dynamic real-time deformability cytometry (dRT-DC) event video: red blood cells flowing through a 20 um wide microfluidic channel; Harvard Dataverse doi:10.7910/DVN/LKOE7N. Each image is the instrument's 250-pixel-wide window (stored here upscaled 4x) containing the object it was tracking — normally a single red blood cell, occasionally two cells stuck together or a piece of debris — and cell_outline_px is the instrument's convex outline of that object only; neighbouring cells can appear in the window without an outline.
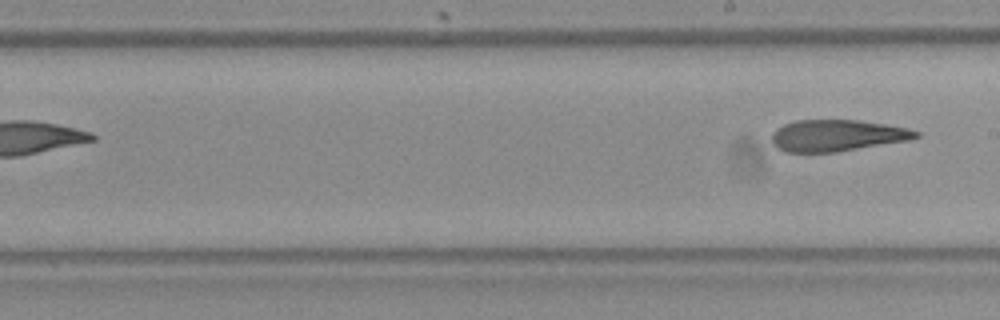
{"species": "Egyptian fruit bat (a non-hibernating species)", "species_latin": "Rousettus aegyptiacus", "temperature_condition": "room temperature", "stored_images_in_passage": 8, "segment_of_instrument_passage": [2, 2], "camera_frame_rate_fps": 3000, "um_per_image_px": 0.085, "frame": {"image": 1, "passage_image": 8, "time_ms": 2.333, "image_size_px": [1000, 320], "cell_outline_px": [[920, 136], [908, 140], [836, 152], [784, 152], [772, 140], [772, 132], [776, 128], [784, 124], [796, 120], [860, 120], [908, 128], [920, 132]], "centroid_in_image_um": [71.15, 11.51], "position_along_channel_um": 217.8, "area_um2": 26.3}}